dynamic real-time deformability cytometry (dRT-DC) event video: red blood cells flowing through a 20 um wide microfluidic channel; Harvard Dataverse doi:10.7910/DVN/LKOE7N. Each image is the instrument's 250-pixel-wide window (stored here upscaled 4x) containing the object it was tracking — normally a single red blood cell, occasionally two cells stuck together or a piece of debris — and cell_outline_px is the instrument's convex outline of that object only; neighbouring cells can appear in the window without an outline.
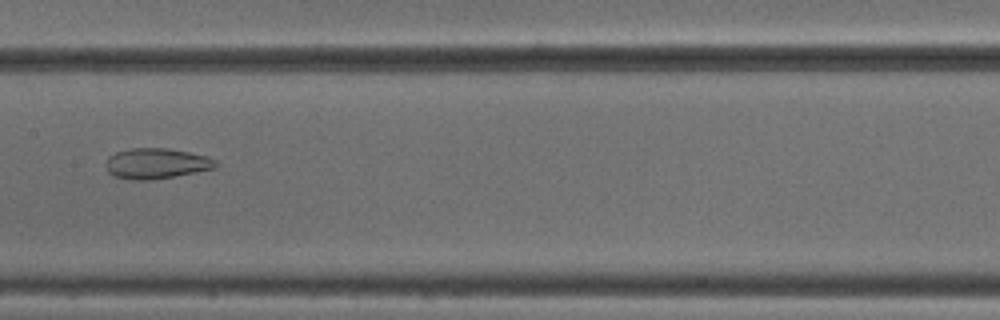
{"species": "common noctule bat (a hibernating species)", "species_latin": "Nyctalus noctula", "temperature_condition": "cold", "stored_images_in_passage": 52, "camera_frame_rate_fps": 3000, "um_per_image_px": 0.085, "animal": {"sex": "male", "body_mass_g": 18.8}, "frame": {"image": 1, "passage_image": 27, "time_ms": 8.667, "image_size_px": [1000, 320], "cell_outline_px": [[220, 164], [216, 168], [196, 172], [148, 180], [136, 180], [112, 176], [108, 172], [104, 164], [108, 156], [116, 152], [132, 148], [168, 148], [208, 156], [216, 160]], "centroid_in_image_um": [13.28, 13.89], "position_along_channel_um": 194.1, "area_um2": 19.65}}
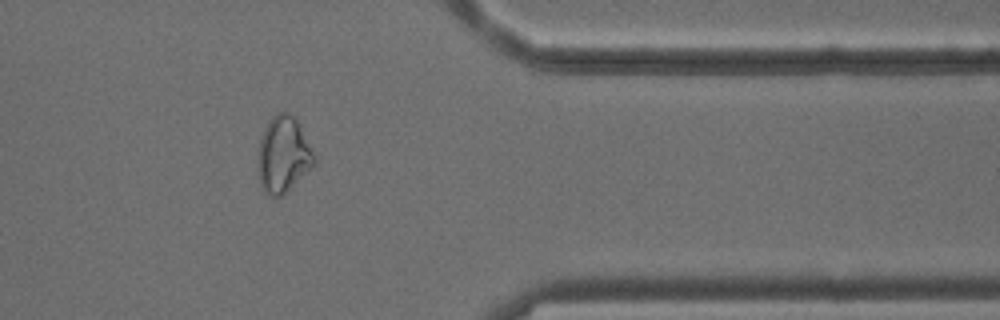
{"frame": {"image": 2, "passage_image": 43, "time_ms": 14.0, "image_size_px": [1000, 320], "cell_outline_px": [[316, 164], [280, 196], [268, 196], [264, 192], [260, 184], [256, 172], [260, 140], [264, 128], [272, 116], [276, 112], [288, 112], [296, 120], [316, 160]], "centroid_in_image_um": [24.02, 13.16], "position_along_channel_um": 387.4, "area_um2": 24.62}}
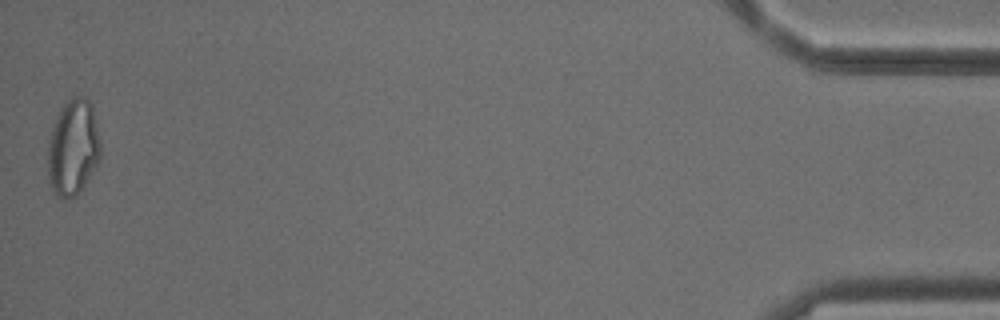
{"frame": {"image": 3, "passage_image": 52, "time_ms": 17.0, "image_size_px": [1000, 320], "cell_outline_px": [[100, 160], [76, 196], [68, 200], [56, 196], [52, 192], [48, 176], [48, 140], [56, 116], [60, 108], [72, 96], [84, 96], [92, 104], [100, 140]], "centroid_in_image_um": [6.2, 12.54], "position_along_channel_um": 429.0, "area_um2": 29.77}, "authors_computed_cell_mechanics": {"area_um2": 25.8077, "velocity_mm_per_s": 3.8931, "shape_relaxation_time_tau1_ms": null, "shape_relaxation_time_tau2_ms": 2.0449, "deformation_change_tau1": null, "deformation_change_tau2": 0.1021}}